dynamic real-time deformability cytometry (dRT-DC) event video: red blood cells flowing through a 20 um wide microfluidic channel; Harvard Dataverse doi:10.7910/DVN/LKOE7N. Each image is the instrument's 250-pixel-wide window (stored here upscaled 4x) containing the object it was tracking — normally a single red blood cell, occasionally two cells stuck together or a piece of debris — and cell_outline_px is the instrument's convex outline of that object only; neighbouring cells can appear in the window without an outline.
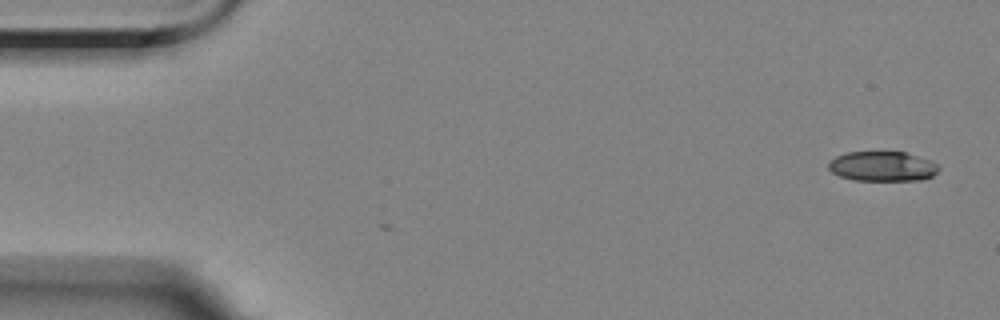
{"species": "Egyptian fruit bat (a non-hibernating species)", "species_latin": "Rousettus aegyptiacus", "temperature_condition": "room temperature", "stored_images_in_passage": 2, "camera_frame_rate_fps": 3000, "um_per_image_px": 0.085, "animal": {"sex": "female"}, "frame": {"image": 1, "passage_image": 2, "time_ms": 0.333, "image_size_px": [1000, 320], "cell_outline_px": [[940, 168], [932, 176], [924, 180], [852, 180], [840, 176], [832, 172], [828, 168], [828, 160], [836, 156], [848, 152], [904, 152], [928, 160], [936, 164]], "centroid_in_image_um": [74.97, 14.14], "position_along_channel_um": 10.0, "area_um2": 19.07}}